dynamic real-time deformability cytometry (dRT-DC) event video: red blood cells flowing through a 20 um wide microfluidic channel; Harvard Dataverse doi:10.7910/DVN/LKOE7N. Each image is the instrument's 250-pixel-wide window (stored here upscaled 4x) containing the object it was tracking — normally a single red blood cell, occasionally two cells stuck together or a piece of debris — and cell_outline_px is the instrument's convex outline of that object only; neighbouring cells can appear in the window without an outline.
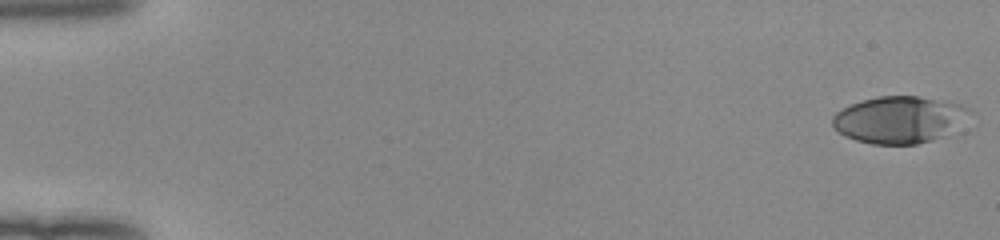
{"species": "human", "species_latin": "Homo sapiens", "temperature_condition": "room temperature", "stored_images_in_passage": 52, "camera_frame_rate_fps": 3000, "um_per_image_px": 0.085, "donor": {"sex": "female"}, "frame": {"image": 1, "passage_image": 1, "time_ms": 0.0, "image_size_px": [1000, 240], "cell_outline_px": [[972, 108], [956, 132], [948, 136], [916, 144], [872, 144], [856, 140], [844, 136], [832, 124], [832, 116], [836, 112], [860, 100], [880, 96], [920, 96], [964, 104]], "centroid_in_image_um": [76.5, 10.17], "position_along_channel_um": 8.5, "area_um2": 37.92}}
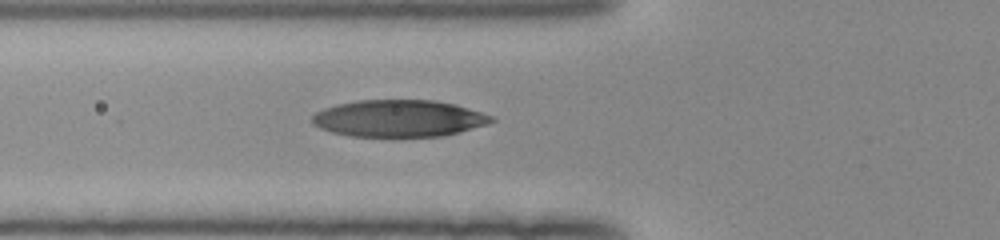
{"frame": {"image": 2, "passage_image": 20, "time_ms": 6.333, "image_size_px": [1000, 240], "cell_outline_px": [[496, 120], [488, 124], [460, 132], [440, 136], [352, 136], [332, 132], [320, 128], [312, 124], [312, 116], [316, 112], [324, 108], [336, 104], [356, 100], [432, 100], [456, 104], [492, 116]], "centroid_in_image_um": [33.89, 10.06], "position_along_channel_um": 91.9, "area_um2": 38.49}}
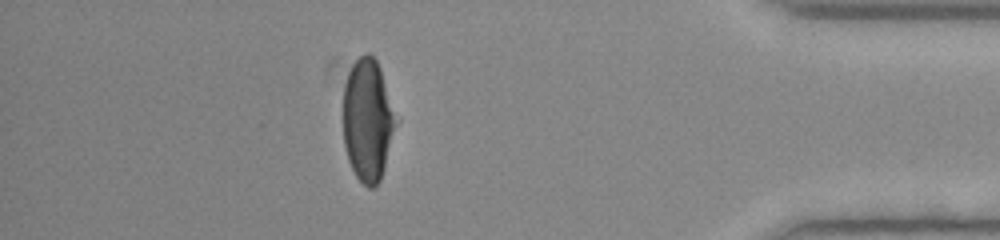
{"frame": {"image": 3, "passage_image": 46, "time_ms": 15.0, "image_size_px": [1000, 240], "cell_outline_px": [[400, 120], [380, 180], [372, 188], [368, 188], [356, 176], [348, 160], [344, 144], [344, 84], [348, 72], [352, 64], [364, 52], [368, 52], [376, 60], [380, 68]], "centroid_in_image_um": [31.3, 10.19], "position_along_channel_um": 403.9, "area_um2": 38.21}, "authors_computed_cell_mechanics": {"area_um2": 38.2347, "velocity_mm_per_s": 4.0248, "shape_relaxation_time_tau1_ms": 4.7539, "shape_relaxation_time_tau2_ms": 1.0325, "deformation_change_tau1": 0.2232, "deformation_change_tau2": 0.0735}}